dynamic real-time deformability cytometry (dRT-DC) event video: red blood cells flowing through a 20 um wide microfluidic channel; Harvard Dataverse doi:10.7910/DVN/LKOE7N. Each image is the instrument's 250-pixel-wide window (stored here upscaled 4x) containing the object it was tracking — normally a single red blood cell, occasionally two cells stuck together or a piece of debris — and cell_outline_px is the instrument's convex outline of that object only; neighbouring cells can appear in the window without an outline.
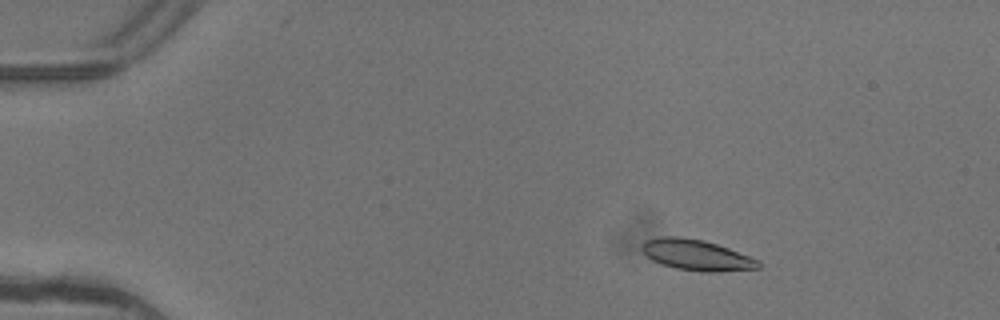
{"species": "common noctule bat (a hibernating species)", "species_latin": "Nyctalus noctula", "temperature_condition": "warm", "stored_images_in_passage": 6, "camera_frame_rate_fps": 3000, "um_per_image_px": 0.085, "animal": {"sex": "female"}, "frame": {"image": 1, "passage_image": 3, "time_ms": 0.667, "image_size_px": [1000, 320], "cell_outline_px": [[760, 268], [720, 272], [700, 272], [676, 268], [660, 264], [652, 260], [640, 248], [640, 244], [644, 240], [660, 236], [680, 236], [704, 240], [728, 248], [760, 260]], "centroid_in_image_um": [59.18, 21.67], "position_along_channel_um": 25.8, "area_um2": 21.15}}
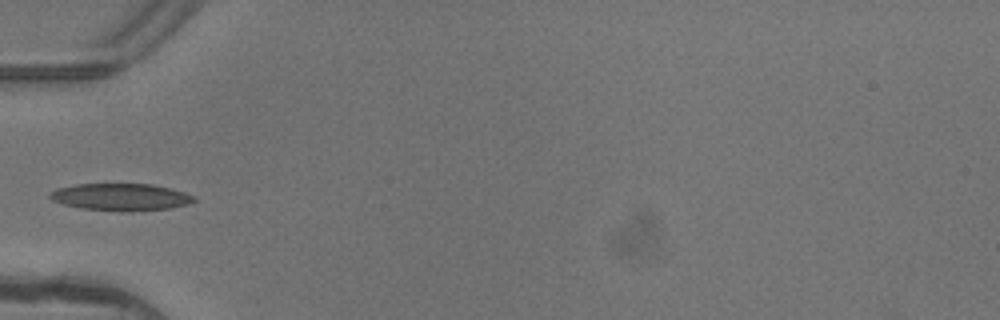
{"frame": {"image": 2, "passage_image": 6, "time_ms": 1.667, "image_size_px": [1000, 320], "cell_outline_px": [[196, 200], [188, 204], [168, 208], [120, 212], [80, 208], [64, 204], [52, 200], [48, 196], [48, 192], [56, 188], [76, 184], [152, 184], [184, 192], [196, 196]], "centroid_in_image_um": [10.22, 16.74], "position_along_channel_um": 74.8, "area_um2": 22.83}}